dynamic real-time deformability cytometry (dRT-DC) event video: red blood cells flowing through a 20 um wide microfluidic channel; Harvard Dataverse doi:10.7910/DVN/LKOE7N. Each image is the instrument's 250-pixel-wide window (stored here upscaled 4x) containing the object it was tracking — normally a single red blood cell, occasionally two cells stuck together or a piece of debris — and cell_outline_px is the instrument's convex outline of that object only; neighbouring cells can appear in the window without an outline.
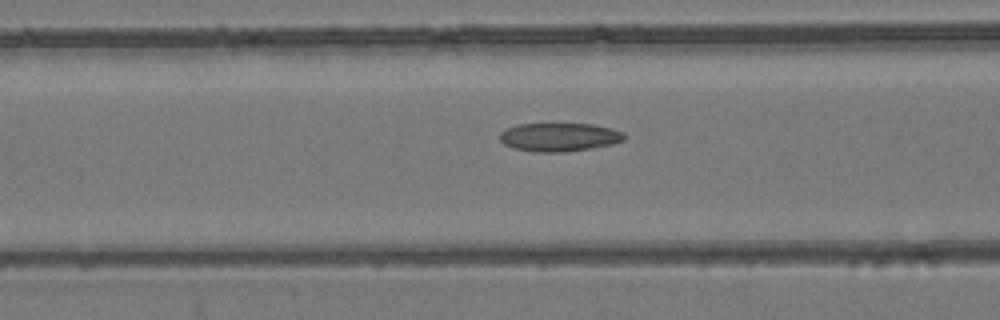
{"species": "common noctule bat (a hibernating species)", "species_latin": "Nyctalus noctula", "temperature_condition": "room temperature", "stored_images_in_passage": 55, "camera_frame_rate_fps": 3000, "um_per_image_px": 0.085, "animal": {"sex": "female", "body_mass_g": 24.6, "forearm_length_mm": 56.2}, "frame": {"image": 1, "passage_image": 23, "time_ms": 7.333, "image_size_px": [1000, 320], "cell_outline_px": [[628, 136], [624, 140], [612, 144], [592, 148], [564, 152], [536, 152], [512, 148], [504, 144], [500, 140], [500, 132], [508, 128], [520, 124], [592, 124], [612, 128], [624, 132]], "centroid_in_image_um": [47.57, 11.66], "position_along_channel_um": 119.0, "area_um2": 20.75}}
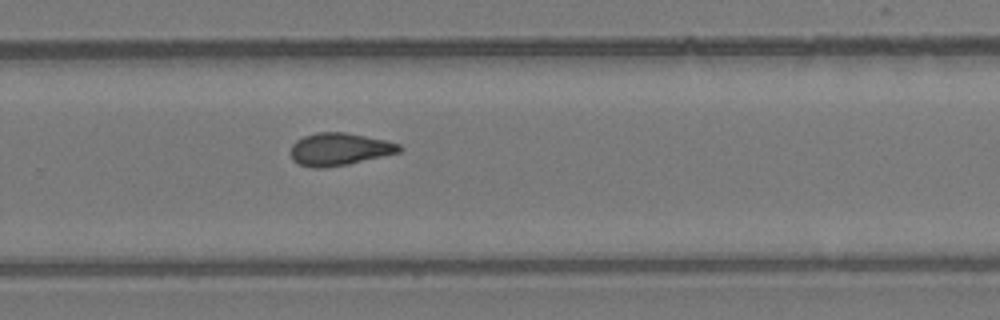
{"frame": {"image": 2, "passage_image": 37, "time_ms": 12.0, "image_size_px": [1000, 320], "cell_outline_px": [[404, 148], [400, 152], [348, 164], [324, 168], [312, 168], [300, 164], [292, 160], [292, 144], [296, 140], [304, 136], [316, 132], [344, 132], [384, 140], [400, 144]], "centroid_in_image_um": [28.84, 12.68], "position_along_channel_um": 301.0, "area_um2": 20.46}}
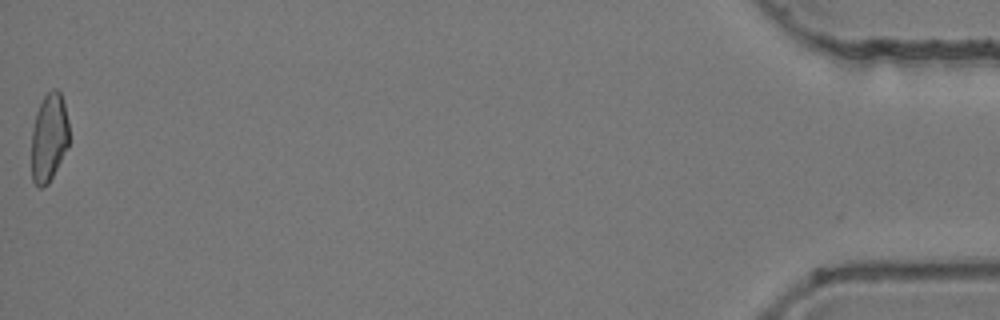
{"frame": {"image": 3, "passage_image": 55, "time_ms": 18.0, "image_size_px": [1000, 320], "cell_outline_px": [[68, 148], [48, 184], [40, 188], [32, 180], [32, 128], [36, 112], [44, 96], [52, 88], [56, 88], [60, 92], [64, 104], [68, 120]], "centroid_in_image_um": [4.16, 11.68], "position_along_channel_um": 431.0, "area_um2": 19.36}, "authors_computed_cell_mechanics": {"area_um2": 20.6346, "velocity_mm_per_s": 3.9065, "shape_relaxation_time_tau1_ms": null, "shape_relaxation_time_tau2_ms": 3.267, "deformation_change_tau1": null, "deformation_change_tau2": 0.1029}}